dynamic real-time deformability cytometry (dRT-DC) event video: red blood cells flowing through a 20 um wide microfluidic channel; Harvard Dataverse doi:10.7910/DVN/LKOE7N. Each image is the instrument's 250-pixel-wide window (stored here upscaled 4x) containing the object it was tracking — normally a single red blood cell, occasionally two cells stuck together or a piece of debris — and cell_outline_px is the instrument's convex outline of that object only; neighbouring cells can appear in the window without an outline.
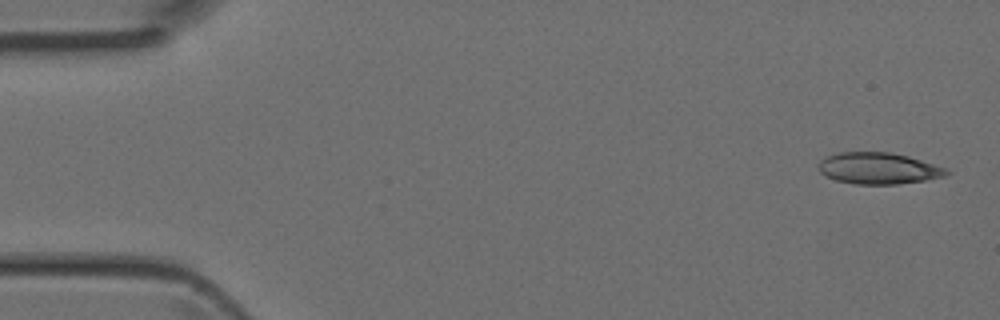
{"species": "Egyptian fruit bat (a non-hibernating species)", "species_latin": "Rousettus aegyptiacus", "temperature_condition": "room temperature", "stored_images_in_passage": 5, "camera_frame_rate_fps": 3000, "um_per_image_px": 0.085, "animal": {"sex": "female"}, "frame": {"image": 1, "passage_image": 1, "time_ms": 0.0, "image_size_px": [1000, 320], "cell_outline_px": [[952, 172], [948, 176], [924, 180], [896, 184], [856, 184], [836, 180], [820, 172], [820, 160], [828, 156], [840, 152], [892, 152], [908, 156], [944, 168]], "centroid_in_image_um": [74.7, 14.31], "position_along_channel_um": 10.3, "area_um2": 23.18}}
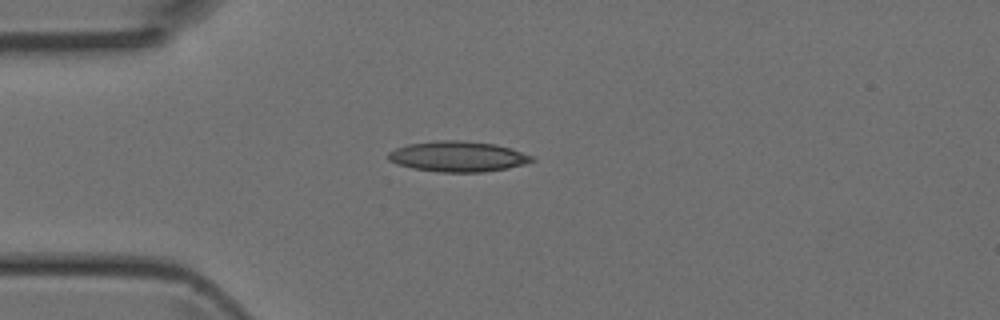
{"frame": {"image": 2, "passage_image": 4, "time_ms": 1.0, "image_size_px": [1000, 320], "cell_outline_px": [[536, 160], [524, 164], [508, 168], [484, 172], [440, 172], [412, 168], [396, 164], [388, 160], [388, 152], [396, 148], [408, 144], [436, 140], [460, 140], [496, 144], [512, 148], [532, 156]], "centroid_in_image_um": [38.92, 13.3], "position_along_channel_um": 46.1, "area_um2": 25.66}}